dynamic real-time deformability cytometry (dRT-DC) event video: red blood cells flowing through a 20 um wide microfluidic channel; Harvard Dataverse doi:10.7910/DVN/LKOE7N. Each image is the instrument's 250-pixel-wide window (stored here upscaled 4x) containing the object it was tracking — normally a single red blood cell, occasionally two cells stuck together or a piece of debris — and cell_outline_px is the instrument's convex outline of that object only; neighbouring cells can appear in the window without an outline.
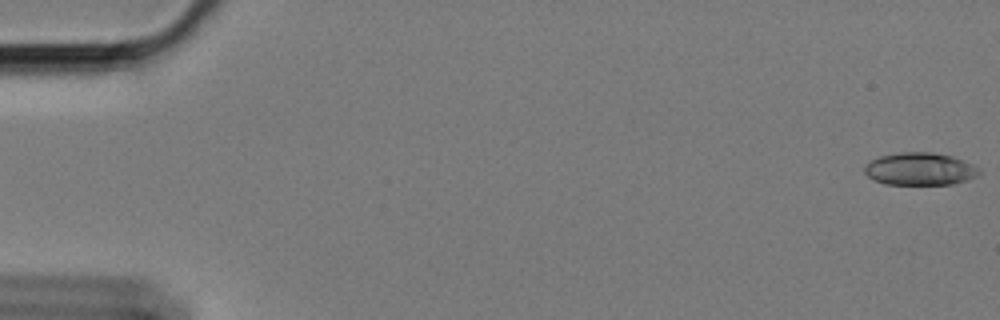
{"species": "Egyptian fruit bat (a non-hibernating species)", "species_latin": "Rousettus aegyptiacus", "temperature_condition": "cold", "stored_images_in_passage": 60, "camera_frame_rate_fps": 3000, "um_per_image_px": 0.085, "animal": {"sex": "female"}, "frame": {"image": 1, "passage_image": 1, "time_ms": 0.0, "image_size_px": [1000, 320], "cell_outline_px": [[980, 172], [976, 176], [968, 180], [952, 184], [884, 184], [872, 180], [864, 172], [864, 168], [872, 160], [880, 156], [900, 152], [932, 152], [952, 156], [976, 168]], "centroid_in_image_um": [78.14, 14.37], "position_along_channel_um": 6.9, "area_um2": 21.44}}
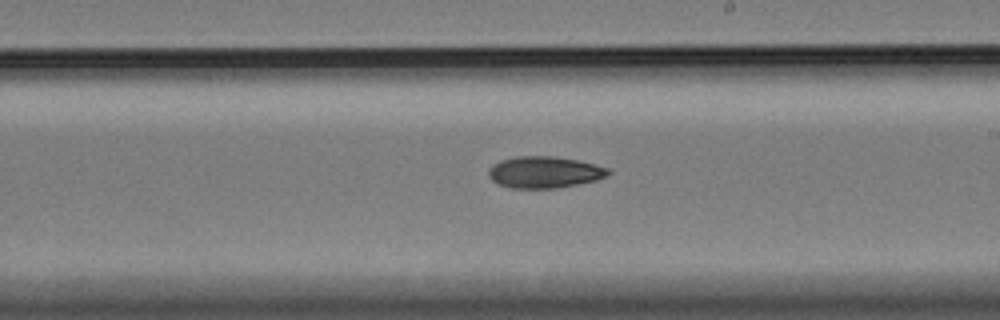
{"frame": {"image": 2, "passage_image": 35, "time_ms": 11.333, "image_size_px": [1000, 320], "cell_outline_px": [[612, 172], [608, 176], [596, 180], [556, 188], [512, 188], [500, 184], [492, 180], [488, 176], [488, 172], [492, 164], [500, 160], [516, 156], [552, 156], [576, 160], [596, 164], [608, 168]], "centroid_in_image_um": [46.28, 14.63], "position_along_channel_um": 242.7, "area_um2": 22.02}}
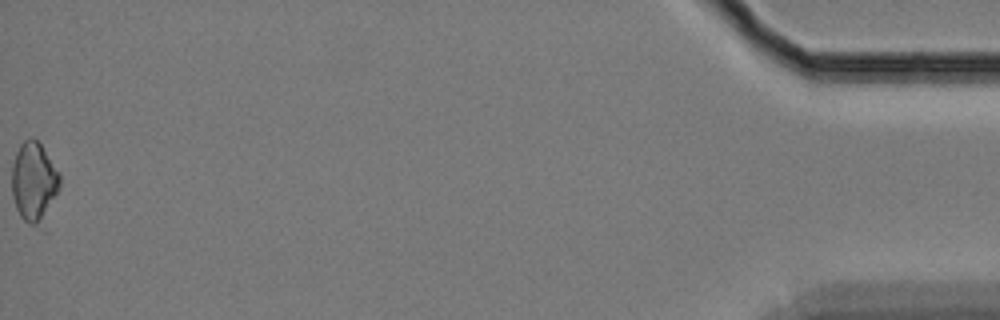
{"frame": {"image": 3, "passage_image": 60, "time_ms": 19.667, "image_size_px": [1000, 320], "cell_outline_px": [[60, 188], [48, 232], [44, 232], [28, 224], [20, 216], [16, 208], [12, 196], [12, 164], [16, 152], [20, 144], [24, 140], [36, 140], [40, 144], [60, 172]], "centroid_in_image_um": [2.97, 15.71], "position_along_channel_um": 432.2, "area_um2": 23.93}}